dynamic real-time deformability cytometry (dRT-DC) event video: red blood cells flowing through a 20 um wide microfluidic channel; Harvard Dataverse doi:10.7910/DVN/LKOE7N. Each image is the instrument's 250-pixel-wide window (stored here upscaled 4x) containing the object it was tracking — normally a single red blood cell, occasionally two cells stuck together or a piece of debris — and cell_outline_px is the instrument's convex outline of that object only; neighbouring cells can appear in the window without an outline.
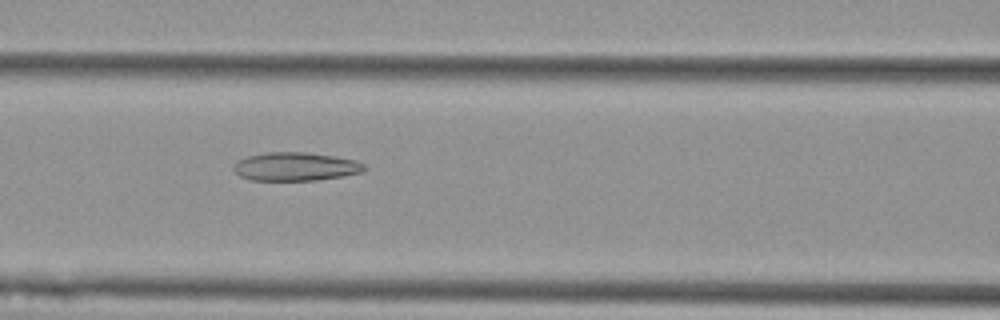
{"species": "Egyptian fruit bat (a non-hibernating species)", "species_latin": "Rousettus aegyptiacus", "temperature_condition": "cold", "stored_images_in_passage": 10, "camera_frame_rate_fps": 3000, "um_per_image_px": 0.085, "animal": {"sex": "female"}, "frame": {"image": 1, "passage_image": 7, "time_ms": 2.0, "image_size_px": [1000, 320], "cell_outline_px": [[368, 168], [360, 172], [344, 176], [316, 180], [252, 180], [240, 176], [232, 168], [232, 164], [236, 160], [248, 156], [268, 152], [308, 152], [336, 156], [356, 160], [364, 164]], "centroid_in_image_um": [25.12, 14.15], "position_along_channel_um": 141.5, "area_um2": 21.85}}
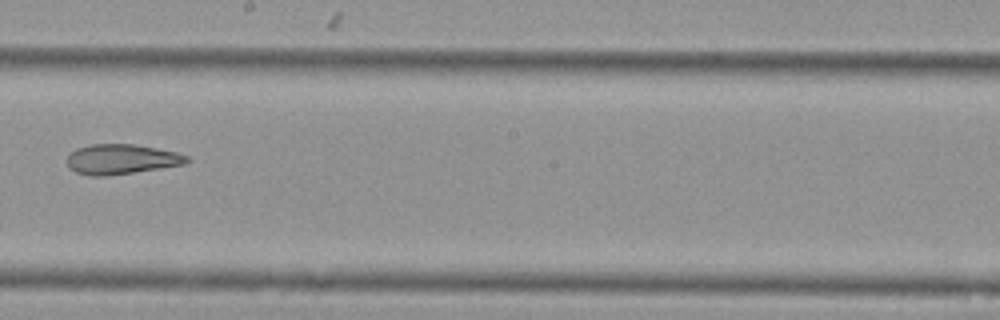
{"frame": {"image": 2, "passage_image": 9, "time_ms": 2.667, "image_size_px": [1000, 320], "cell_outline_px": [[192, 160], [184, 164], [160, 168], [108, 176], [88, 176], [76, 172], [68, 168], [68, 152], [76, 148], [92, 144], [136, 144], [176, 152], [188, 156]], "centroid_in_image_um": [10.3, 13.53], "position_along_channel_um": 237.9, "area_um2": 21.1}}
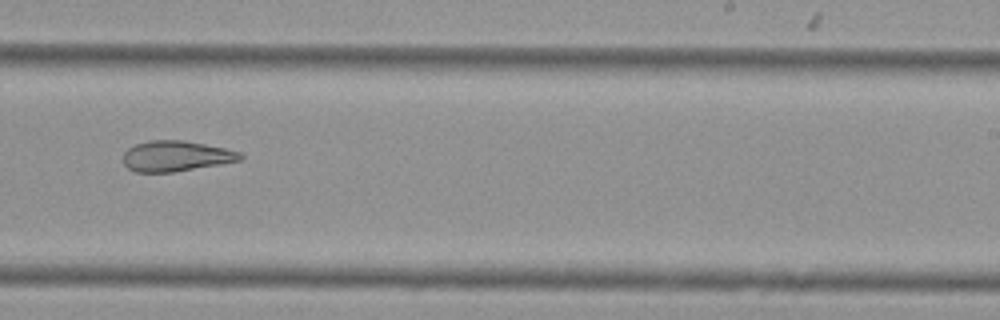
{"frame": {"image": 3, "passage_image": 10, "time_ms": 3.0, "image_size_px": [1000, 320], "cell_outline_px": [[244, 156], [240, 160], [220, 164], [172, 172], [136, 172], [128, 168], [124, 164], [124, 152], [128, 148], [136, 144], [148, 140], [184, 140], [224, 148], [240, 152]], "centroid_in_image_um": [14.94, 13.26], "position_along_channel_um": 274.1, "area_um2": 20.69}}